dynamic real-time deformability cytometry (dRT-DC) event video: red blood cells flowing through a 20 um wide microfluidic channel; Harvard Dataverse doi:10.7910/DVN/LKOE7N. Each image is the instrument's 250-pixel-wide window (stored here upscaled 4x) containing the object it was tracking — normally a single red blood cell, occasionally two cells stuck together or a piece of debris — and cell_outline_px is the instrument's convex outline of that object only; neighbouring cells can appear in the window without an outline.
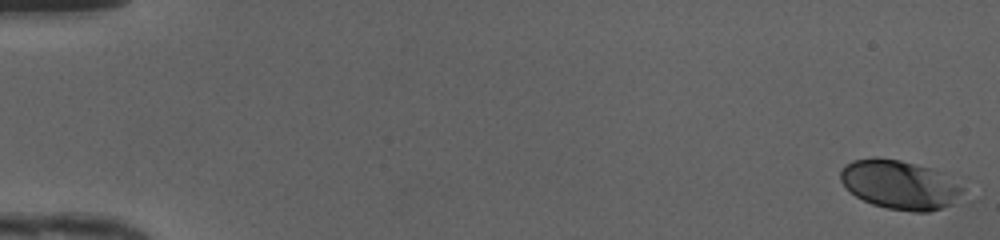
{"species": "human", "species_latin": "Homo sapiens", "temperature_condition": "cold", "stored_images_in_passage": 49, "camera_frame_rate_fps": 3000, "um_per_image_px": 0.085, "donor": {"sex": "female"}, "frame": {"image": 1, "passage_image": 1, "time_ms": 0.0, "image_size_px": [1000, 240], "cell_outline_px": [[976, 180], [952, 204], [928, 212], [912, 212], [888, 208], [872, 204], [856, 196], [840, 180], [840, 172], [852, 160], [876, 156], [900, 160], [968, 176]], "centroid_in_image_um": [76.78, 15.66], "position_along_channel_um": 8.2, "area_um2": 36.93}}
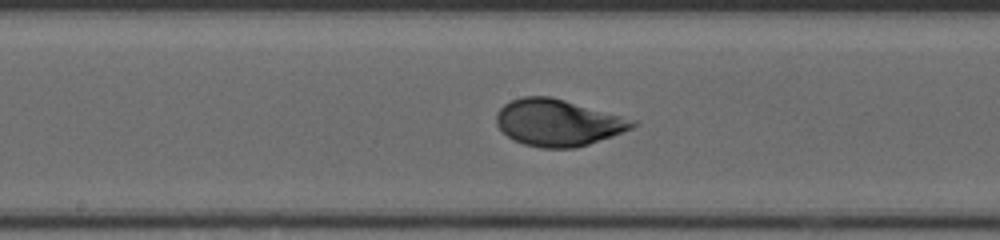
{"frame": {"image": 2, "passage_image": 27, "time_ms": 8.667, "image_size_px": [1000, 240], "cell_outline_px": [[640, 124], [632, 128], [612, 136], [576, 148], [540, 148], [524, 144], [512, 140], [496, 124], [496, 112], [504, 104], [512, 100], [524, 96], [552, 96], [640, 120]], "centroid_in_image_um": [47.47, 10.41], "position_along_channel_um": 200.7, "area_um2": 37.51}}
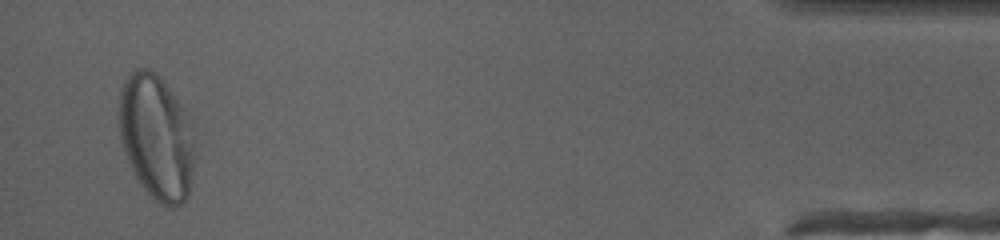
{"frame": {"image": 3, "passage_image": 48, "time_ms": 15.667, "image_size_px": [1000, 240], "cell_outline_px": [[196, 156], [188, 196], [180, 204], [172, 208], [168, 208], [156, 200], [144, 188], [136, 176], [128, 160], [120, 136], [116, 116], [120, 88], [124, 80], [136, 68], [148, 68], [156, 72], [164, 80], [188, 112]], "centroid_in_image_um": [13.3, 11.6], "position_along_channel_um": 421.9, "area_um2": 56.07}, "authors_computed_cell_mechanics": {"area_um2": 36.2984, "velocity_mm_per_s": 4.186, "shape_relaxation_time_tau1_ms": 3.2433, "shape_relaxation_time_tau2_ms": null, "deformation_change_tau1": 0.1564, "deformation_change_tau2": null}}